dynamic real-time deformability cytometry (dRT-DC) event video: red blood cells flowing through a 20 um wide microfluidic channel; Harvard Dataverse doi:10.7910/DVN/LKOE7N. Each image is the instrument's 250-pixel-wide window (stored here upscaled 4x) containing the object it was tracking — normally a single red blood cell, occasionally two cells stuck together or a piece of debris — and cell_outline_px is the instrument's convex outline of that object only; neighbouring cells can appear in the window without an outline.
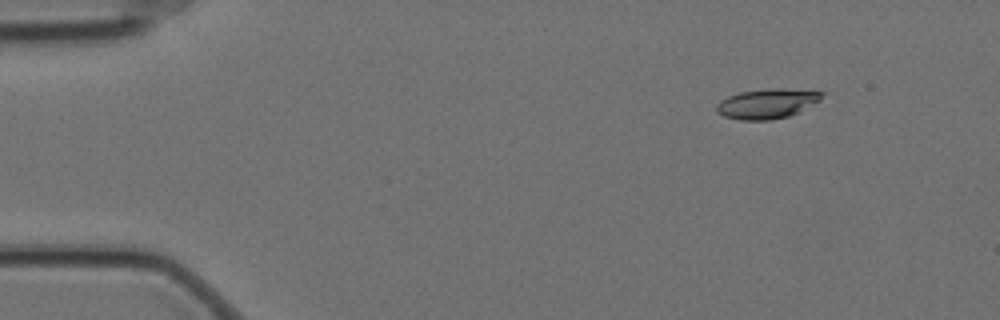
{"species": "Egyptian fruit bat (a non-hibernating species)", "species_latin": "Rousettus aegyptiacus", "temperature_condition": "cold", "stored_images_in_passage": 4, "camera_frame_rate_fps": 3000, "um_per_image_px": 0.085, "animal": {"sex": "female"}, "frame": {"image": 1, "passage_image": 2, "time_ms": 0.333, "image_size_px": [1000, 320], "cell_outline_px": [[824, 92], [820, 100], [788, 116], [772, 120], [740, 120], [724, 116], [716, 108], [716, 104], [720, 100], [728, 96], [740, 92], [768, 88], [780, 88]], "centroid_in_image_um": [65.17, 8.8], "position_along_channel_um": 19.8, "area_um2": 18.03}}